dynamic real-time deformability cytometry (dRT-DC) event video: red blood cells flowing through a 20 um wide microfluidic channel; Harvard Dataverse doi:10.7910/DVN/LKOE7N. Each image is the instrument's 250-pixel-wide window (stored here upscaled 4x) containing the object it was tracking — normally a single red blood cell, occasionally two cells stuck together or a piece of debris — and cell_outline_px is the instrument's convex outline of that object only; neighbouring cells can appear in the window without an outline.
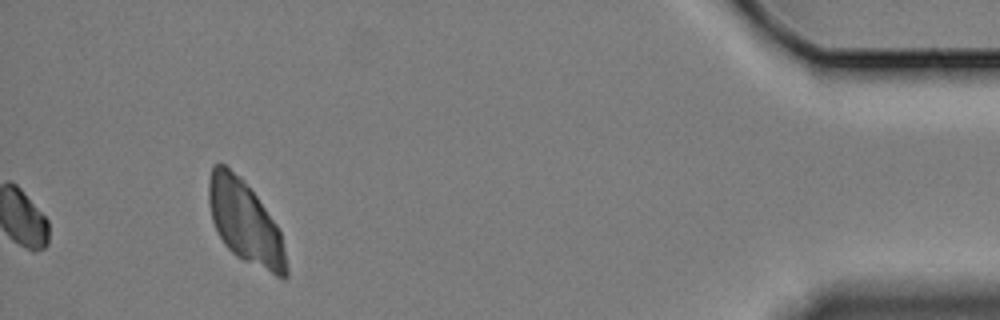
{"species": "Egyptian fruit bat (a non-hibernating species)", "species_latin": "Rousettus aegyptiacus", "temperature_condition": "cold", "stored_images_in_passage": 50, "camera_frame_rate_fps": 3000, "um_per_image_px": 0.085, "animal": {"sex": "female"}, "frame": {"image": 1, "passage_image": 50, "time_ms": 16.333, "image_size_px": [1000, 320], "cell_outline_px": [[288, 276], [284, 280], [280, 280], [236, 256], [224, 244], [216, 232], [212, 220], [208, 204], [208, 180], [212, 164], [224, 164], [240, 176], [256, 196], [276, 224], [280, 232], [288, 268]], "centroid_in_image_um": [20.82, 18.93], "position_along_channel_um": 414.4, "area_um2": 37.69}}